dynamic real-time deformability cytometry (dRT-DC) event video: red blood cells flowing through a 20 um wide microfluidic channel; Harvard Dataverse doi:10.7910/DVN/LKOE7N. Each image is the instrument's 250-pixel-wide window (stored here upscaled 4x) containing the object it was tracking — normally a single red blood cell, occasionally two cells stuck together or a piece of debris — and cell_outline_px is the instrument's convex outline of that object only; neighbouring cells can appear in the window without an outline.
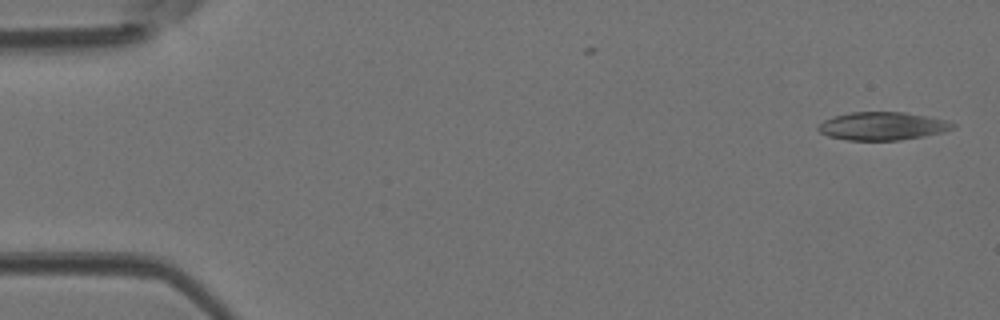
{"species": "Egyptian fruit bat (a non-hibernating species)", "species_latin": "Rousettus aegyptiacus", "temperature_condition": "room temperature", "stored_images_in_passage": 45, "camera_frame_rate_fps": 3000, "um_per_image_px": 0.085, "animal": {"sex": "female"}, "frame": {"image": 1, "passage_image": 1, "time_ms": 0.0, "image_size_px": [1000, 320], "cell_outline_px": [[956, 128], [944, 132], [900, 140], [848, 140], [828, 136], [820, 132], [816, 128], [824, 120], [832, 116], [848, 112], [904, 112], [948, 120], [956, 124]], "centroid_in_image_um": [75.02, 10.71], "position_along_channel_um": 10.0, "area_um2": 22.14}}
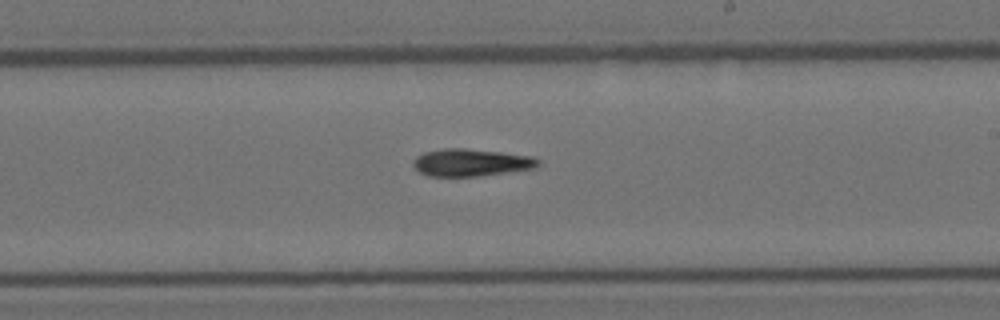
{"frame": {"image": 2, "passage_image": 26, "time_ms": 8.333, "image_size_px": [1000, 320], "cell_outline_px": [[540, 164], [536, 168], [476, 176], [428, 176], [420, 172], [412, 164], [412, 160], [416, 156], [424, 152], [444, 148], [464, 148], [500, 152], [532, 156], [540, 160]], "centroid_in_image_um": [40.03, 13.81], "position_along_channel_um": 249.0, "area_um2": 19.88}}
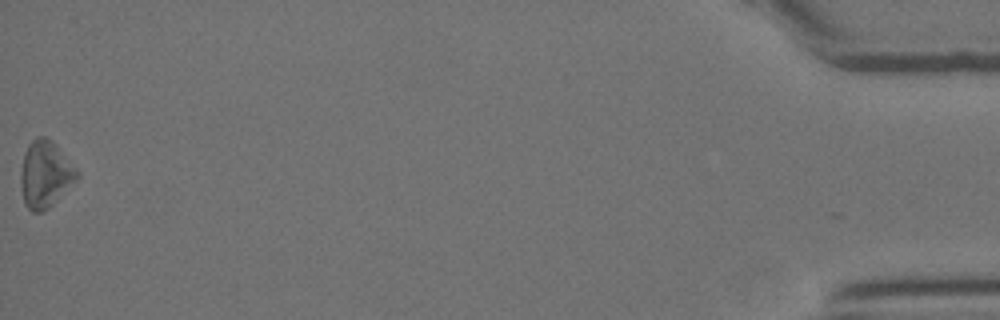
{"frame": {"image": 3, "passage_image": 45, "time_ms": 14.667, "image_size_px": [1000, 320], "cell_outline_px": [[80, 176], [48, 208], [40, 212], [32, 212], [24, 204], [20, 184], [20, 172], [24, 152], [28, 144], [36, 136], [44, 136], [52, 140], [56, 144], [80, 172]], "centroid_in_image_um": [3.83, 14.78], "position_along_channel_um": 431.4, "area_um2": 22.02}}